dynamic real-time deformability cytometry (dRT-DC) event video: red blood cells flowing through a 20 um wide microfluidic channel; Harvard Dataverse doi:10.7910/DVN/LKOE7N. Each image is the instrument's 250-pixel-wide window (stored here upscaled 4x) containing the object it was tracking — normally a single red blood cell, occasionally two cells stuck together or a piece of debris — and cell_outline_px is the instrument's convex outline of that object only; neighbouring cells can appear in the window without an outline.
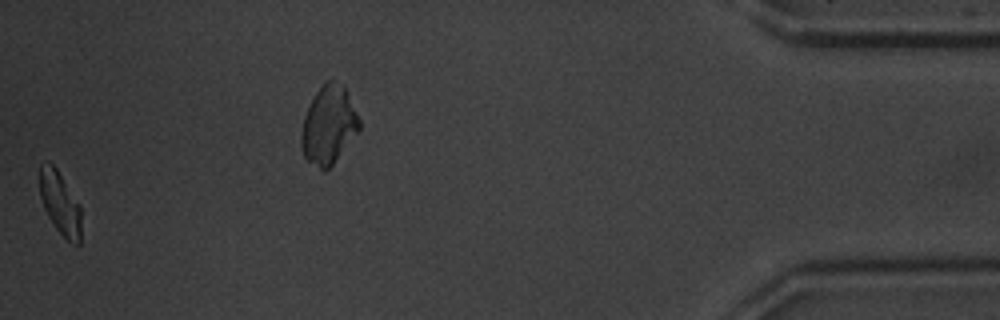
{"species": "common noctule bat (a hibernating species)", "species_latin": "Nyctalus noctula", "temperature_condition": "warm", "stored_images_in_passage": 34, "segment_of_instrument_passage": [2, 2], "camera_frame_rate_fps": 3000, "um_per_image_px": 0.085, "animal": {"sex": "male", "body_mass_g": 20.1, "forearm_length_mm": 53.5}, "frame": {"image": 1, "passage_image": 33, "time_ms": 10.667, "image_size_px": [1000, 320], "cell_outline_px": [[80, 244], [72, 244], [56, 228], [48, 216], [44, 208], [40, 196], [40, 164], [48, 160], [56, 168], [80, 204]], "centroid_in_image_um": [5.1, 17.24], "position_along_channel_um": 430.1, "area_um2": 15.09}}